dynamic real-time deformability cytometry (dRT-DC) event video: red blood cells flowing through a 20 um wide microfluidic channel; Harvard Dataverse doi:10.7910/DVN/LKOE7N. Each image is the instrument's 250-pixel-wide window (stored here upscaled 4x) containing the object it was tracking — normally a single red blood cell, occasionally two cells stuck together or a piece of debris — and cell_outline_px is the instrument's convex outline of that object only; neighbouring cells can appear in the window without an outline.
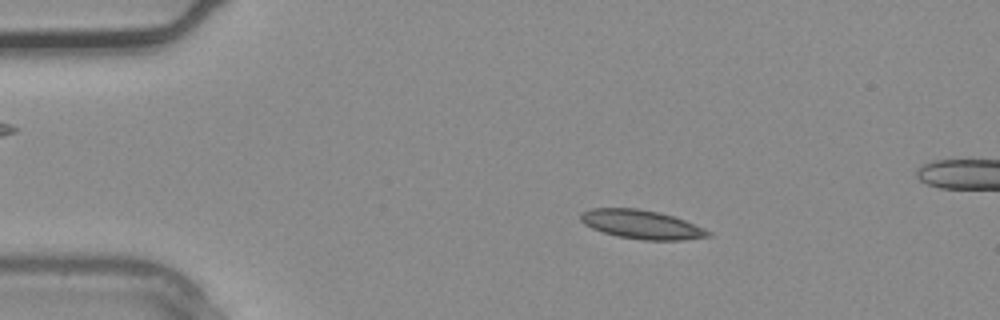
{"species": "common noctule bat (a hibernating species)", "species_latin": "Nyctalus noctula", "temperature_condition": "warm", "stored_images_in_passage": 3, "camera_frame_rate_fps": 3000, "um_per_image_px": 0.085, "animal": {"sex": "male", "body_mass_g": 20.4}, "frame": {"image": 1, "passage_image": 1, "time_ms": 0.0, "image_size_px": [1000, 320], "cell_outline_px": [[712, 236], [684, 240], [644, 240], [616, 236], [592, 228], [584, 224], [580, 220], [580, 212], [592, 208], [636, 208], [660, 212], [684, 220], [704, 228], [712, 232]], "centroid_in_image_um": [54.53, 19.08], "position_along_channel_um": 30.5, "area_um2": 21.5}}